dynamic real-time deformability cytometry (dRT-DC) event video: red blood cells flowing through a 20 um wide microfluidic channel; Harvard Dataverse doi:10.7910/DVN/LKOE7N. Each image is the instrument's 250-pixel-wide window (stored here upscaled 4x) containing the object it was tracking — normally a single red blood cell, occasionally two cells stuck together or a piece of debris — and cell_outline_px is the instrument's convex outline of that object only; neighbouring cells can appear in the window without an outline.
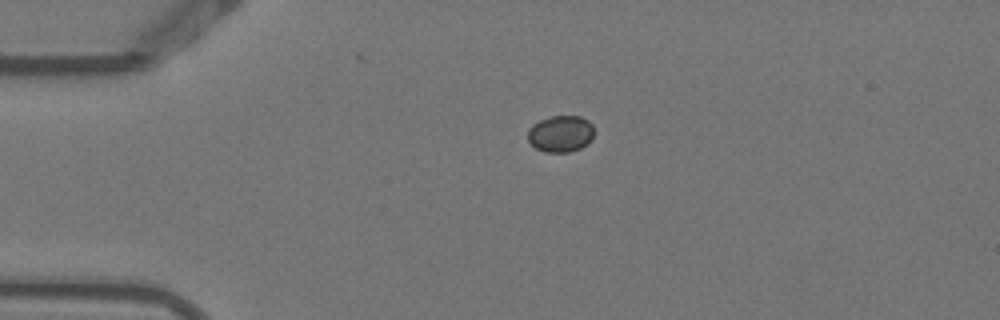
{"species": "Egyptian fruit bat (a non-hibernating species)", "species_latin": "Rousettus aegyptiacus", "temperature_condition": "warm", "stored_images_in_passage": 2, "camera_frame_rate_fps": 3000, "um_per_image_px": 0.085, "animal": {"sex": "female"}, "frame": {"image": 1, "passage_image": 1, "time_ms": 0.0, "image_size_px": [1000, 320], "cell_outline_px": [[592, 140], [588, 144], [580, 148], [568, 152], [544, 152], [536, 148], [528, 140], [528, 132], [532, 124], [548, 116], [580, 116], [588, 120], [592, 124]], "centroid_in_image_um": [47.65, 11.36], "position_along_channel_um": 37.3, "area_um2": 14.16}}